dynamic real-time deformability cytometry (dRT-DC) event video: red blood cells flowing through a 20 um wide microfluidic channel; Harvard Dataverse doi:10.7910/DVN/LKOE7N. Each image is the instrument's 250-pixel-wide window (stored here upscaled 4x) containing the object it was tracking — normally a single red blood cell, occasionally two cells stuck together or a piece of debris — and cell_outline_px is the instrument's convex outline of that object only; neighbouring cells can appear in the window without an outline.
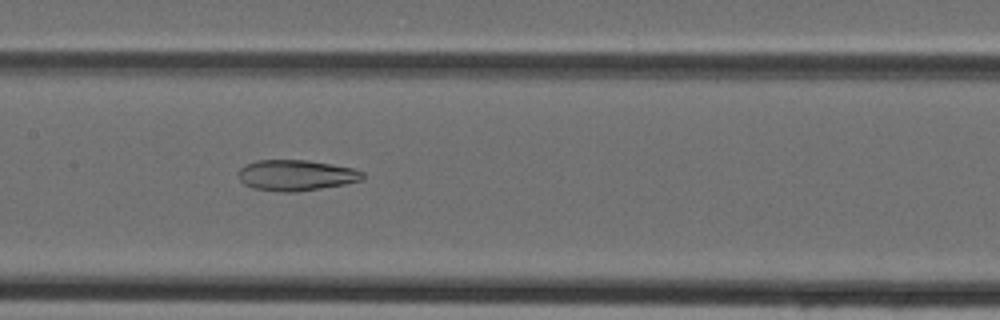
{"species": "Egyptian fruit bat (a non-hibernating species)", "species_latin": "Rousettus aegyptiacus", "temperature_condition": "cold", "stored_images_in_passage": 44, "segment_of_instrument_passage": [1, 2], "camera_frame_rate_fps": 3000, "um_per_image_px": 0.085, "animal": {"sex": "female"}, "frame": {"image": 1, "passage_image": 20, "time_ms": 6.333, "image_size_px": [1000, 320], "cell_outline_px": [[364, 180], [344, 184], [296, 192], [284, 192], [252, 188], [244, 184], [240, 180], [236, 172], [240, 168], [256, 160], [308, 160], [332, 164], [352, 168], [364, 172]], "centroid_in_image_um": [25.16, 14.89], "position_along_channel_um": 182.2, "area_um2": 22.37}}
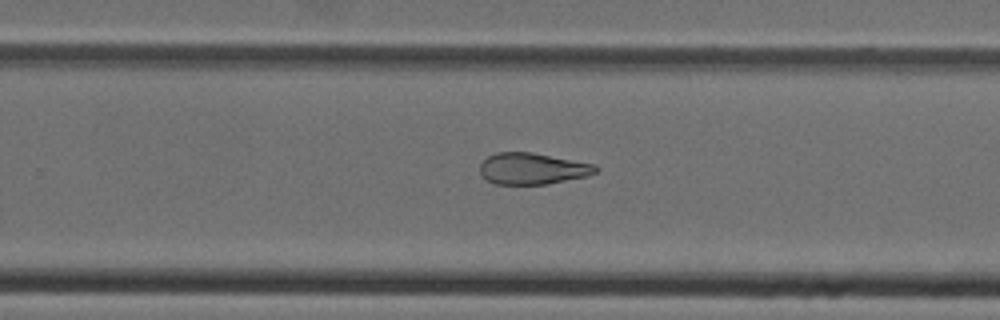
{"frame": {"image": 2, "passage_image": 27, "time_ms": 8.667, "image_size_px": [1000, 320], "cell_outline_px": [[600, 168], [596, 172], [588, 176], [548, 184], [496, 184], [488, 180], [480, 172], [480, 164], [488, 156], [496, 152], [532, 152], [596, 164]], "centroid_in_image_um": [45.3, 14.33], "position_along_channel_um": 284.5, "area_um2": 21.27}}
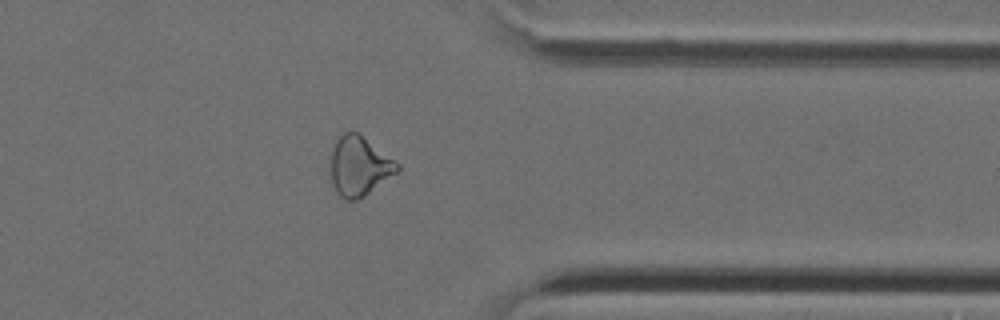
{"frame": {"image": 3, "passage_image": 34, "time_ms": 11.0, "image_size_px": [1000, 320], "cell_outline_px": [[400, 168], [396, 172], [364, 196], [356, 200], [344, 200], [336, 192], [332, 184], [332, 148], [336, 140], [344, 132], [356, 132], [400, 164]], "centroid_in_image_um": [30.52, 14.14], "position_along_channel_um": 380.9, "area_um2": 22.48}}